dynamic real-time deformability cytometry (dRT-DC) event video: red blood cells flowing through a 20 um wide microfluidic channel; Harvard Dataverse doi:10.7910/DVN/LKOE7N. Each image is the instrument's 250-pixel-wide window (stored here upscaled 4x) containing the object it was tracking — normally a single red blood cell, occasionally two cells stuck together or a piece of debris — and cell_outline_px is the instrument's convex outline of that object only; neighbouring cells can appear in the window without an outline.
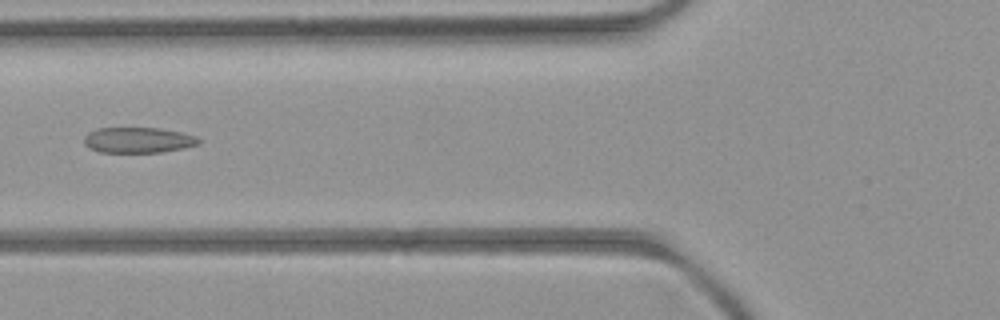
{"species": "common noctule bat (a hibernating species)", "species_latin": "Nyctalus noctula", "temperature_condition": "room temperature", "stored_images_in_passage": 8, "camera_frame_rate_fps": 3000, "um_per_image_px": 0.085, "animal": {"sex": "female", "body_mass_g": 21.9}, "frame": {"image": 1, "passage_image": 6, "time_ms": 6.667, "image_size_px": [1000, 320], "cell_outline_px": [[200, 144], [184, 148], [160, 152], [100, 152], [88, 148], [84, 144], [84, 136], [88, 132], [96, 128], [156, 128], [180, 132], [196, 136], [200, 140]], "centroid_in_image_um": [11.71, 11.91], "position_along_channel_um": 114.1, "area_um2": 17.11}}
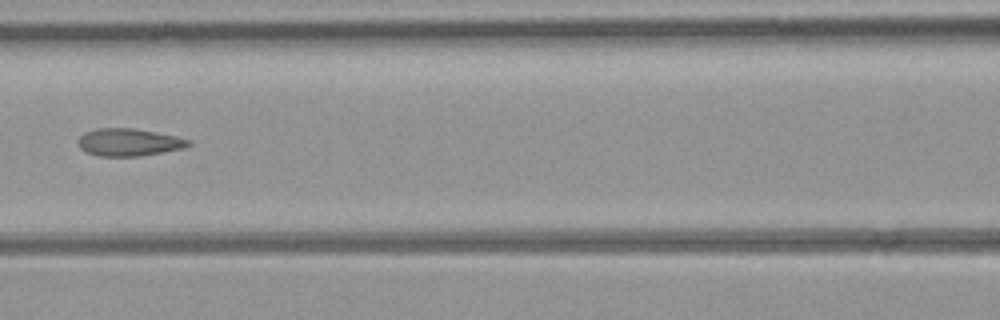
{"frame": {"image": 2, "passage_image": 7, "time_ms": 7.667, "image_size_px": [1000, 320], "cell_outline_px": [[192, 144], [184, 148], [140, 156], [96, 156], [80, 148], [76, 144], [76, 140], [84, 132], [96, 128], [132, 128], [176, 136], [192, 140]], "centroid_in_image_um": [10.92, 12.09], "position_along_channel_um": 155.7, "area_um2": 17.8}}
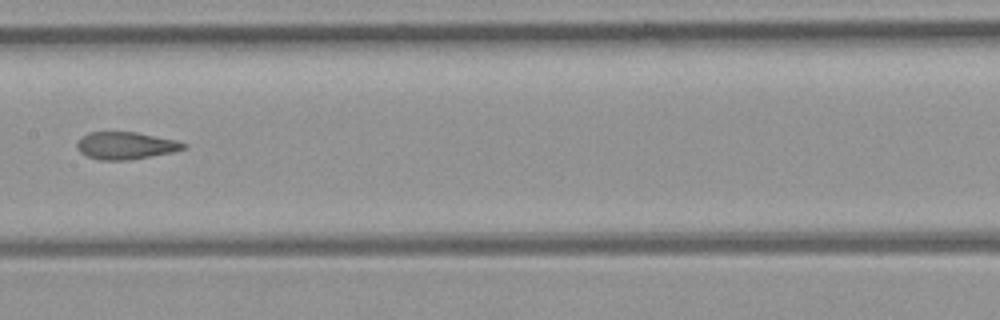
{"frame": {"image": 3, "passage_image": 8, "time_ms": 8.667, "image_size_px": [1000, 320], "cell_outline_px": [[188, 148], [172, 152], [152, 156], [128, 160], [100, 160], [88, 156], [80, 152], [76, 148], [76, 144], [88, 132], [136, 132], [176, 140], [188, 144]], "centroid_in_image_um": [10.72, 12.38], "position_along_channel_um": 196.7, "area_um2": 16.94}}